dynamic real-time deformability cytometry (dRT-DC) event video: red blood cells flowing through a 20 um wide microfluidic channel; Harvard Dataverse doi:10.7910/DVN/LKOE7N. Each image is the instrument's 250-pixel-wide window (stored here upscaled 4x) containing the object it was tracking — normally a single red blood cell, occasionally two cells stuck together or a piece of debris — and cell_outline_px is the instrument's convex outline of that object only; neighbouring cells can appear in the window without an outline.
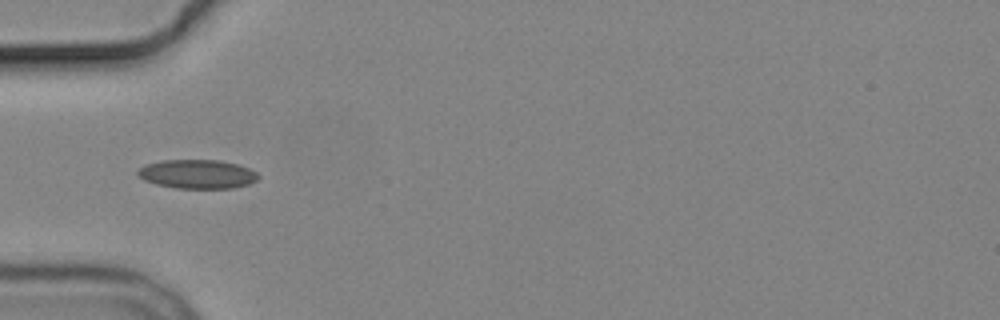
{"species": "common noctule bat (a hibernating species)", "species_latin": "Nyctalus noctula", "temperature_condition": "cold", "stored_images_in_passage": 9, "camera_frame_rate_fps": 3000, "um_per_image_px": 0.085, "animal": {"sex": "male", "body_mass_g": 19.2, "forearm_length_mm": 51.8}, "frame": {"image": 1, "passage_image": 4, "time_ms": 3.667, "image_size_px": [1000, 320], "cell_outline_px": [[260, 176], [256, 180], [248, 184], [232, 188], [176, 188], [156, 184], [144, 180], [136, 172], [144, 164], [164, 160], [220, 160], [236, 164], [248, 168], [256, 172]], "centroid_in_image_um": [16.76, 14.79], "position_along_channel_um": 68.2, "area_um2": 20.23}}
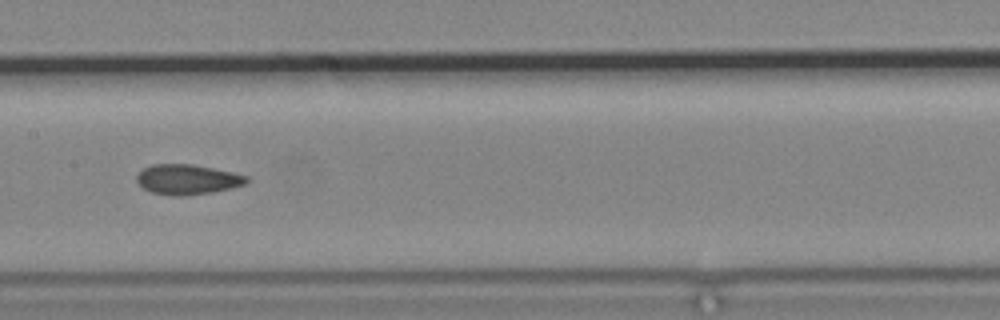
{"frame": {"image": 2, "passage_image": 7, "time_ms": 7.0, "image_size_px": [1000, 320], "cell_outline_px": [[248, 180], [244, 184], [212, 192], [180, 196], [152, 192], [144, 188], [136, 180], [136, 176], [144, 168], [152, 164], [192, 164], [232, 172], [248, 176]], "centroid_in_image_um": [15.91, 15.24], "position_along_channel_um": 191.5, "area_um2": 18.84}}
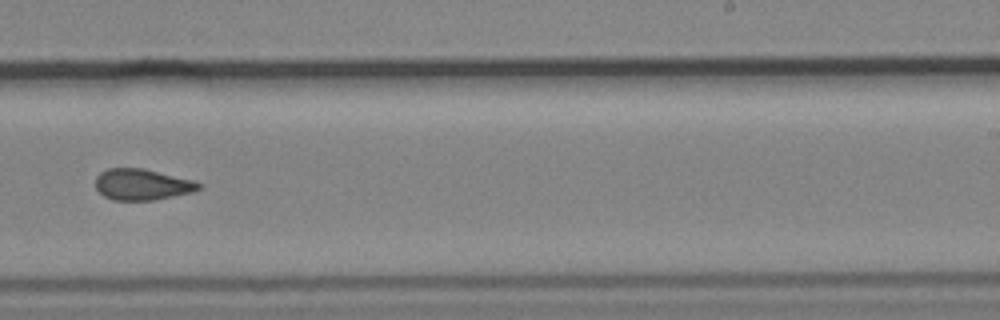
{"frame": {"image": 3, "passage_image": 9, "time_ms": 9.333, "image_size_px": [1000, 320], "cell_outline_px": [[200, 188], [192, 192], [156, 200], [112, 200], [104, 196], [96, 188], [96, 176], [100, 172], [108, 168], [144, 168], [192, 180], [200, 184]], "centroid_in_image_um": [12.05, 15.68], "position_along_channel_um": 277.0, "area_um2": 18.67}}